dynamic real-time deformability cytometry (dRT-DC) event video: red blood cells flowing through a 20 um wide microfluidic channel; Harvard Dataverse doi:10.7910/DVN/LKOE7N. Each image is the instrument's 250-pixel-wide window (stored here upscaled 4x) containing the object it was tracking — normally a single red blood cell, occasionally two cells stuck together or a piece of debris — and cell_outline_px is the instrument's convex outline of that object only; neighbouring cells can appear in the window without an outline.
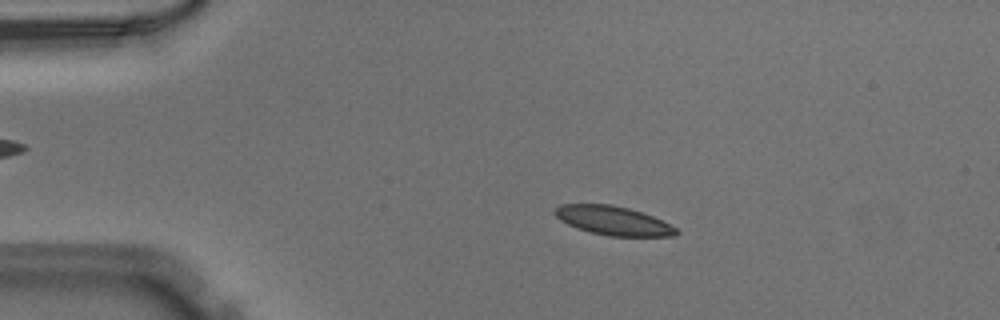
{"species": "Egyptian fruit bat (a non-hibernating species)", "species_latin": "Rousettus aegyptiacus", "temperature_condition": "warm", "stored_images_in_passage": 44, "camera_frame_rate_fps": 3000, "um_per_image_px": 0.085, "animal": {"sex": "male"}, "frame": {"image": 1, "passage_image": 3, "time_ms": 0.667, "image_size_px": [1000, 320], "cell_outline_px": [[680, 232], [676, 236], [608, 236], [592, 232], [568, 224], [560, 220], [552, 212], [560, 204], [612, 204], [628, 208], [652, 216], [676, 228]], "centroid_in_image_um": [52.11, 18.75], "position_along_channel_um": 32.9, "area_um2": 20.23}}
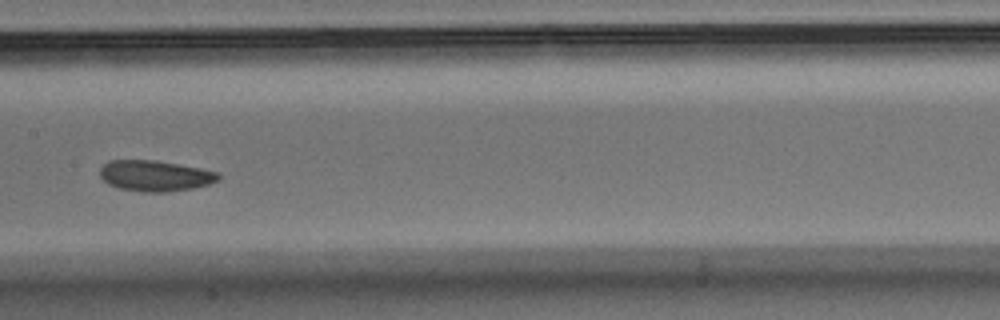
{"frame": {"image": 2, "passage_image": 19, "time_ms": 6.0, "image_size_px": [1000, 320], "cell_outline_px": [[220, 180], [208, 184], [192, 188], [168, 192], [144, 192], [120, 188], [108, 184], [100, 176], [100, 168], [108, 160], [156, 160], [200, 168], [220, 172]], "centroid_in_image_um": [13.2, 14.94], "position_along_channel_um": 194.2, "area_um2": 21.33}}
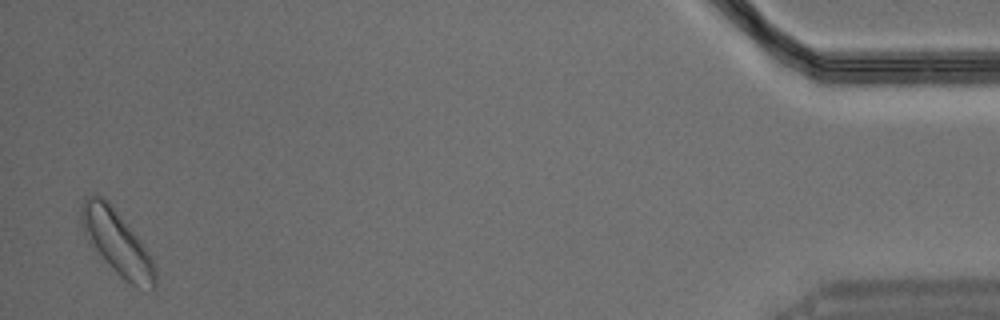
{"frame": {"image": 3, "passage_image": 43, "time_ms": 14.0, "image_size_px": [1000, 320], "cell_outline_px": [[156, 292], [152, 292], [136, 288], [120, 276], [88, 244], [84, 236], [80, 224], [80, 204], [88, 196], [96, 192], [104, 196], [112, 204], [128, 224], [152, 260], [156, 268]], "centroid_in_image_um": [9.91, 20.61], "position_along_channel_um": 425.3, "area_um2": 28.38}}